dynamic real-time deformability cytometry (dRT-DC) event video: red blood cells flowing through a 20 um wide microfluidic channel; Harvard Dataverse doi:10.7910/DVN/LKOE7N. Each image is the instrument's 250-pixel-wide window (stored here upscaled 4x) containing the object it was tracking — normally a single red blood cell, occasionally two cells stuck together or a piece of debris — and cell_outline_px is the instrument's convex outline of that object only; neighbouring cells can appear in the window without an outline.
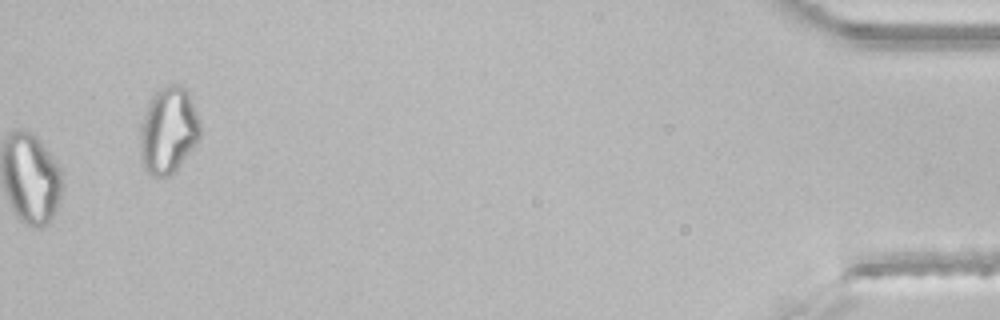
{"species": "common noctule bat (a hibernating species)", "species_latin": "Nyctalus noctula", "temperature_condition": "room temperature", "stored_images_in_passage": 47, "camera_frame_rate_fps": 3000, "um_per_image_px": 0.085, "animal": {"sex": "male", "body_mass_g": 21.5, "forearm_length_mm": 52.0}, "frame": {"image": 1, "passage_image": 47, "time_ms": 15.333, "image_size_px": [1000, 320], "cell_outline_px": [[200, 136], [196, 144], [180, 164], [168, 176], [152, 176], [144, 168], [140, 156], [140, 136], [144, 116], [148, 104], [152, 96], [160, 88], [168, 84], [176, 84], [184, 88], [188, 92], [196, 112], [200, 124]], "centroid_in_image_um": [14.31, 11.08], "position_along_channel_um": 420.9, "area_um2": 29.82}}